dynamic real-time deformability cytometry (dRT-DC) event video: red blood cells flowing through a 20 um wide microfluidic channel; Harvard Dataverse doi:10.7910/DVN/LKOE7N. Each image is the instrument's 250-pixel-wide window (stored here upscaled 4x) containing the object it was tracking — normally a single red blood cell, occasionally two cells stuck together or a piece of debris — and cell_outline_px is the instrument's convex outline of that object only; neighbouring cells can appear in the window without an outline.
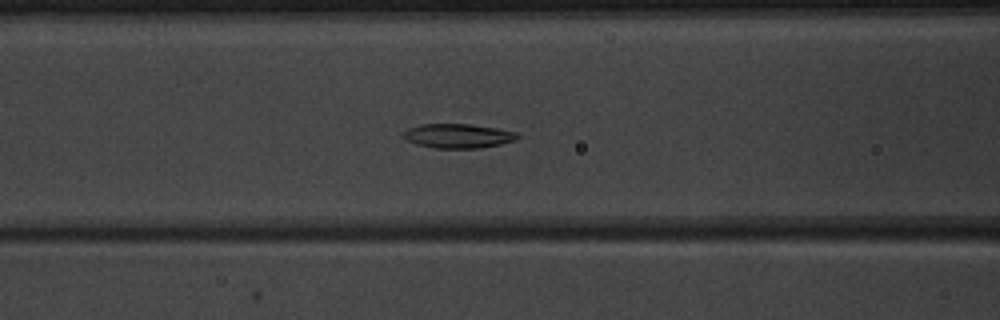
{"species": "common noctule bat (a hibernating species)", "species_latin": "Nyctalus noctula", "temperature_condition": "warm", "stored_images_in_passage": 45, "camera_frame_rate_fps": 3000, "um_per_image_px": 0.085, "animal": {"sex": "male", "body_mass_g": 20.1, "forearm_length_mm": 53.5}, "frame": {"image": 1, "passage_image": 16, "time_ms": 5.0, "image_size_px": [1000, 320], "cell_outline_px": [[520, 136], [516, 140], [500, 144], [480, 148], [436, 148], [416, 144], [404, 140], [404, 132], [408, 128], [420, 124], [468, 124], [496, 128], [520, 132]], "centroid_in_image_um": [38.96, 11.55], "position_along_channel_um": 127.6, "area_um2": 16.24}}
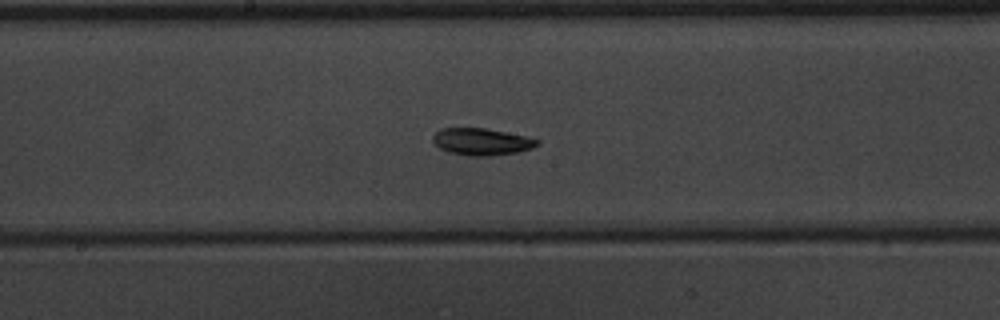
{"frame": {"image": 2, "passage_image": 22, "time_ms": 7.0, "image_size_px": [1000, 320], "cell_outline_px": [[540, 144], [532, 148], [520, 152], [492, 156], [468, 156], [448, 152], [440, 148], [432, 140], [432, 136], [440, 128], [484, 128], [524, 136], [540, 140]], "centroid_in_image_um": [40.94, 12.06], "position_along_channel_um": 207.3, "area_um2": 16.47}}
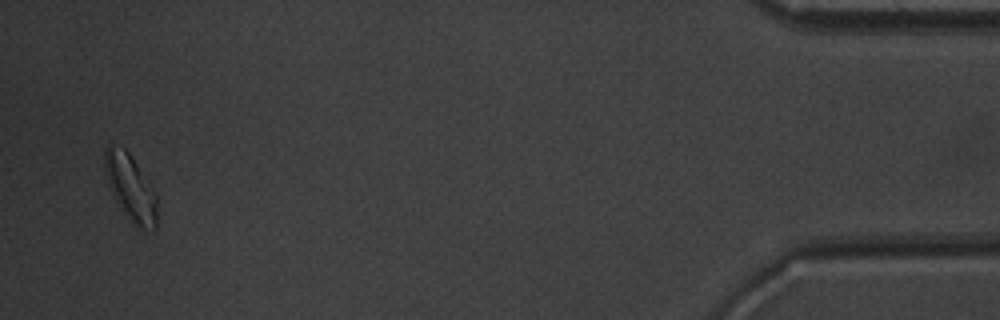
{"frame": {"image": 3, "passage_image": 44, "time_ms": 14.333, "image_size_px": [1000, 320], "cell_outline_px": [[156, 228], [152, 232], [140, 232], [132, 224], [120, 208], [112, 196], [108, 184], [104, 168], [104, 148], [108, 144], [124, 148], [132, 156], [156, 192]], "centroid_in_image_um": [11.1, 16.01], "position_along_channel_um": 424.1, "area_um2": 20.87}, "authors_computed_cell_mechanics": {"area_um2": 16.5886, "velocity_mm_per_s": 3.9801, "shape_relaxation_time_tau1_ms": 3.6123, "shape_relaxation_time_tau2_ms": 8.0698, "deformation_change_tau1": 0.1383, "deformation_change_tau2": 0.1192}}